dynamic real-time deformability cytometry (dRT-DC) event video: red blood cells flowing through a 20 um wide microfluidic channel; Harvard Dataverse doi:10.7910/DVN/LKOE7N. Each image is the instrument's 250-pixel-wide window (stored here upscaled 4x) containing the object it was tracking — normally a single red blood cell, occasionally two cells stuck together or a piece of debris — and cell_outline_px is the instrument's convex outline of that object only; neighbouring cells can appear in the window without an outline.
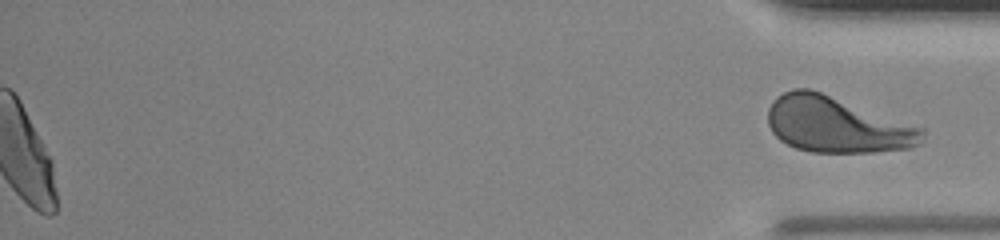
{"species": "human", "species_latin": "Homo sapiens", "temperature_condition": "room temperature", "stored_images_in_passage": 48, "segment_of_instrument_passage": [2, 2], "camera_frame_rate_fps": 3000, "um_per_image_px": 0.085, "donor": {"sex": "male"}, "frame": {"image": 1, "passage_image": 48, "time_ms": 15.667, "image_size_px": [1000, 240], "cell_outline_px": [[924, 140], [920, 144], [912, 148], [872, 152], [812, 152], [796, 148], [780, 140], [772, 132], [768, 124], [768, 108], [772, 100], [776, 96], [792, 88], [808, 88], [820, 92], [924, 128]], "centroid_in_image_um": [71.12, 10.61], "position_along_channel_um": 364.1, "area_um2": 50.23}}